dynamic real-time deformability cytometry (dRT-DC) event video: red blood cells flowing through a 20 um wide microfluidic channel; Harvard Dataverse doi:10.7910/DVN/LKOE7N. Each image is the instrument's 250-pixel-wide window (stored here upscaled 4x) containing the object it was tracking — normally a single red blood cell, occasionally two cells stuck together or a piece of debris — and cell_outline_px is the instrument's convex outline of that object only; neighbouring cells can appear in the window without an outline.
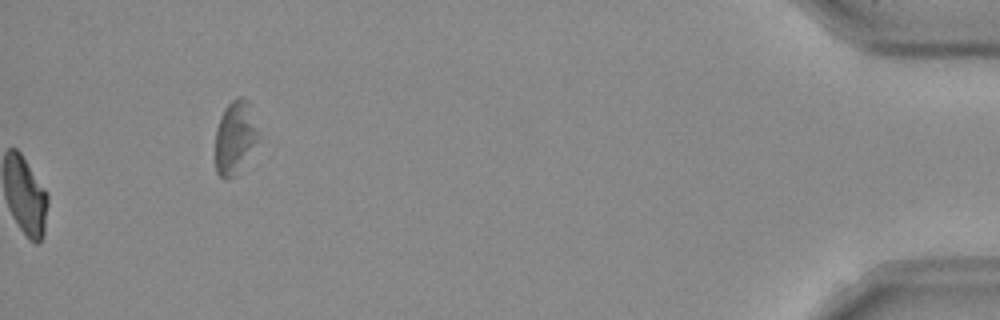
{"species": "Egyptian fruit bat (a non-hibernating species)", "species_latin": "Rousettus aegyptiacus", "temperature_condition": "room temperature", "stored_images_in_passage": 50, "camera_frame_rate_fps": 3000, "um_per_image_px": 0.085, "frame": {"image": 1, "passage_image": 50, "time_ms": 16.333, "image_size_px": [1000, 320], "cell_outline_px": [[260, 140], [232, 176], [228, 180], [224, 180], [216, 172], [216, 128], [220, 116], [224, 108], [232, 100], [240, 96], [244, 96], [248, 100], [260, 136]], "centroid_in_image_um": [19.98, 11.63], "position_along_channel_um": 415.2, "area_um2": 18.21}, "authors_computed_cell_mechanics": {"area_um2": 21.3282, "velocity_mm_per_s": 3.9605, "shape_relaxation_time_tau1_ms": null, "shape_relaxation_time_tau2_ms": 4.4999, "deformation_change_tau1": null, "deformation_change_tau2": 0.0957}}